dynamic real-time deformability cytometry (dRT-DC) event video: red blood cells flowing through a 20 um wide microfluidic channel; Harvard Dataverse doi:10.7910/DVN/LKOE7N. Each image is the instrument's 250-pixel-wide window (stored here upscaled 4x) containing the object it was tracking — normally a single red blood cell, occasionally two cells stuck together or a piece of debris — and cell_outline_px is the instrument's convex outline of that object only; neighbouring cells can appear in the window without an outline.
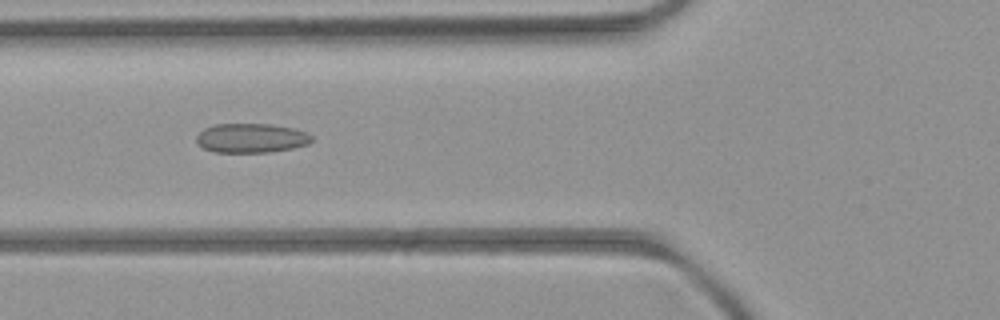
{"species": "common noctule bat (a hibernating species)", "species_latin": "Nyctalus noctula", "temperature_condition": "room temperature", "stored_images_in_passage": 5, "camera_frame_rate_fps": 3000, "um_per_image_px": 0.085, "animal": {"sex": "female", "body_mass_g": 21.9}, "frame": {"image": 1, "passage_image": 5, "time_ms": 4.333, "image_size_px": [1000, 320], "cell_outline_px": [[312, 140], [308, 144], [292, 148], [268, 152], [212, 152], [204, 148], [196, 140], [196, 136], [204, 128], [216, 124], [268, 124], [292, 128], [308, 132], [312, 136]], "centroid_in_image_um": [21.35, 11.73], "position_along_channel_um": 104.4, "area_um2": 19.59}}